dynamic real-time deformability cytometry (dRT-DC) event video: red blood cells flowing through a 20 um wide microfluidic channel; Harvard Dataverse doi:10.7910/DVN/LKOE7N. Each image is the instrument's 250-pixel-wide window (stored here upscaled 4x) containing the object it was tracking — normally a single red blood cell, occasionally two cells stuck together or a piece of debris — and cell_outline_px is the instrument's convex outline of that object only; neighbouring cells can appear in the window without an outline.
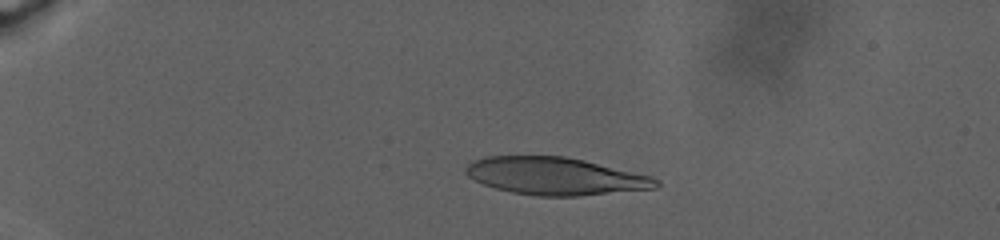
{"species": "human", "species_latin": "Homo sapiens", "temperature_condition": "warm", "stored_images_in_passage": 68, "camera_frame_rate_fps": 3000, "um_per_image_px": 0.085, "donor": {"sex": "male"}, "frame": {"image": 1, "passage_image": 22, "time_ms": 7.667, "image_size_px": [1000, 240], "cell_outline_px": [[660, 184], [656, 188], [580, 196], [536, 196], [512, 192], [496, 188], [472, 180], [464, 172], [464, 168], [472, 160], [484, 156], [564, 156], [584, 160], [652, 176], [660, 180]], "centroid_in_image_um": [47.18, 14.97], "position_along_channel_um": 37.8, "area_um2": 41.79}}
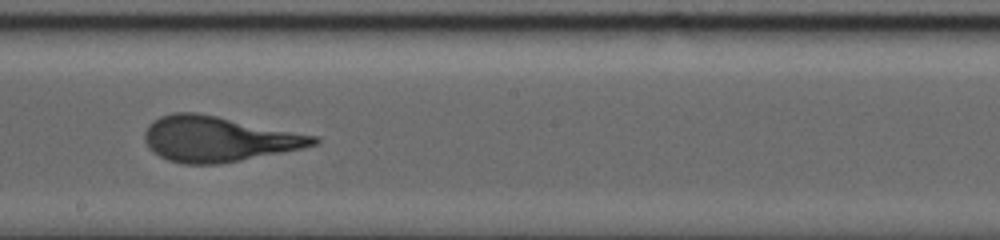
{"frame": {"image": 2, "passage_image": 47, "time_ms": 20.0, "image_size_px": [1000, 240], "cell_outline_px": [[320, 140], [316, 144], [300, 148], [220, 164], [184, 164], [168, 160], [152, 152], [148, 148], [144, 140], [144, 132], [148, 124], [160, 116], [172, 112], [196, 112], [320, 136]], "centroid_in_image_um": [18.51, 11.8], "position_along_channel_um": 229.7, "area_um2": 44.56}}
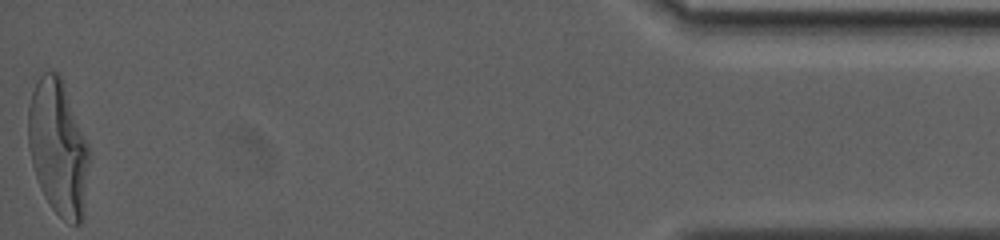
{"frame": {"image": 3, "passage_image": 68, "time_ms": 32.333, "image_size_px": [1000, 240], "cell_outline_px": [[88, 164], [84, 220], [80, 224], [72, 224], [64, 220], [52, 208], [44, 196], [36, 176], [32, 164], [28, 144], [28, 108], [32, 92], [36, 80], [44, 72], [60, 72], [88, 144]], "centroid_in_image_um": [4.94, 12.55], "position_along_channel_um": 430.3, "area_um2": 48.15}}